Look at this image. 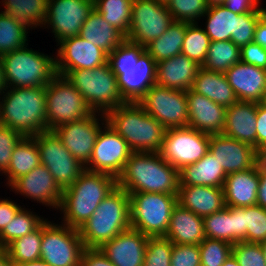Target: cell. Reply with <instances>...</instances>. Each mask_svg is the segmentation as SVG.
Returning a JSON list of instances; mask_svg holds the SVG:
<instances>
[{
	"mask_svg": "<svg viewBox=\"0 0 266 266\" xmlns=\"http://www.w3.org/2000/svg\"><path fill=\"white\" fill-rule=\"evenodd\" d=\"M240 61L246 64L266 69V49L255 42L240 48Z\"/></svg>",
	"mask_w": 266,
	"mask_h": 266,
	"instance_id": "obj_53",
	"label": "cell"
},
{
	"mask_svg": "<svg viewBox=\"0 0 266 266\" xmlns=\"http://www.w3.org/2000/svg\"><path fill=\"white\" fill-rule=\"evenodd\" d=\"M259 182L260 171L256 165L248 170L228 174L223 185L225 206L257 205Z\"/></svg>",
	"mask_w": 266,
	"mask_h": 266,
	"instance_id": "obj_26",
	"label": "cell"
},
{
	"mask_svg": "<svg viewBox=\"0 0 266 266\" xmlns=\"http://www.w3.org/2000/svg\"><path fill=\"white\" fill-rule=\"evenodd\" d=\"M40 152L32 137H23L14 147L8 170L4 173L6 184L10 187L18 178L39 166Z\"/></svg>",
	"mask_w": 266,
	"mask_h": 266,
	"instance_id": "obj_33",
	"label": "cell"
},
{
	"mask_svg": "<svg viewBox=\"0 0 266 266\" xmlns=\"http://www.w3.org/2000/svg\"><path fill=\"white\" fill-rule=\"evenodd\" d=\"M155 1H157V2H161V3H164V4H167V2H168L169 0H155Z\"/></svg>",
	"mask_w": 266,
	"mask_h": 266,
	"instance_id": "obj_69",
	"label": "cell"
},
{
	"mask_svg": "<svg viewBox=\"0 0 266 266\" xmlns=\"http://www.w3.org/2000/svg\"><path fill=\"white\" fill-rule=\"evenodd\" d=\"M173 243L165 237H148L143 266H171Z\"/></svg>",
	"mask_w": 266,
	"mask_h": 266,
	"instance_id": "obj_47",
	"label": "cell"
},
{
	"mask_svg": "<svg viewBox=\"0 0 266 266\" xmlns=\"http://www.w3.org/2000/svg\"><path fill=\"white\" fill-rule=\"evenodd\" d=\"M93 9L94 0H48L46 21L42 27L51 28L58 44L79 35Z\"/></svg>",
	"mask_w": 266,
	"mask_h": 266,
	"instance_id": "obj_15",
	"label": "cell"
},
{
	"mask_svg": "<svg viewBox=\"0 0 266 266\" xmlns=\"http://www.w3.org/2000/svg\"><path fill=\"white\" fill-rule=\"evenodd\" d=\"M132 151L127 142L106 123L101 128L85 169L118 178Z\"/></svg>",
	"mask_w": 266,
	"mask_h": 266,
	"instance_id": "obj_16",
	"label": "cell"
},
{
	"mask_svg": "<svg viewBox=\"0 0 266 266\" xmlns=\"http://www.w3.org/2000/svg\"><path fill=\"white\" fill-rule=\"evenodd\" d=\"M6 81H5V76H4V68H3V63L0 57V95L5 91L6 89Z\"/></svg>",
	"mask_w": 266,
	"mask_h": 266,
	"instance_id": "obj_63",
	"label": "cell"
},
{
	"mask_svg": "<svg viewBox=\"0 0 266 266\" xmlns=\"http://www.w3.org/2000/svg\"><path fill=\"white\" fill-rule=\"evenodd\" d=\"M3 13L21 23L27 29H35L46 21L48 0H2Z\"/></svg>",
	"mask_w": 266,
	"mask_h": 266,
	"instance_id": "obj_35",
	"label": "cell"
},
{
	"mask_svg": "<svg viewBox=\"0 0 266 266\" xmlns=\"http://www.w3.org/2000/svg\"><path fill=\"white\" fill-rule=\"evenodd\" d=\"M225 75L238 101L262 102L266 90V69L239 61Z\"/></svg>",
	"mask_w": 266,
	"mask_h": 266,
	"instance_id": "obj_23",
	"label": "cell"
},
{
	"mask_svg": "<svg viewBox=\"0 0 266 266\" xmlns=\"http://www.w3.org/2000/svg\"><path fill=\"white\" fill-rule=\"evenodd\" d=\"M261 247H262V250H263V255L266 259V240L263 241L262 243H260Z\"/></svg>",
	"mask_w": 266,
	"mask_h": 266,
	"instance_id": "obj_67",
	"label": "cell"
},
{
	"mask_svg": "<svg viewBox=\"0 0 266 266\" xmlns=\"http://www.w3.org/2000/svg\"><path fill=\"white\" fill-rule=\"evenodd\" d=\"M227 174L208 151L194 164L179 170V186H213L223 188Z\"/></svg>",
	"mask_w": 266,
	"mask_h": 266,
	"instance_id": "obj_30",
	"label": "cell"
},
{
	"mask_svg": "<svg viewBox=\"0 0 266 266\" xmlns=\"http://www.w3.org/2000/svg\"><path fill=\"white\" fill-rule=\"evenodd\" d=\"M157 63L145 51L134 68L115 74L121 95L126 102H138L156 84Z\"/></svg>",
	"mask_w": 266,
	"mask_h": 266,
	"instance_id": "obj_24",
	"label": "cell"
},
{
	"mask_svg": "<svg viewBox=\"0 0 266 266\" xmlns=\"http://www.w3.org/2000/svg\"><path fill=\"white\" fill-rule=\"evenodd\" d=\"M262 103L266 105V90H265V93H264V97H263Z\"/></svg>",
	"mask_w": 266,
	"mask_h": 266,
	"instance_id": "obj_68",
	"label": "cell"
},
{
	"mask_svg": "<svg viewBox=\"0 0 266 266\" xmlns=\"http://www.w3.org/2000/svg\"><path fill=\"white\" fill-rule=\"evenodd\" d=\"M222 266H239V264L235 257L231 254Z\"/></svg>",
	"mask_w": 266,
	"mask_h": 266,
	"instance_id": "obj_65",
	"label": "cell"
},
{
	"mask_svg": "<svg viewBox=\"0 0 266 266\" xmlns=\"http://www.w3.org/2000/svg\"><path fill=\"white\" fill-rule=\"evenodd\" d=\"M42 241V224L30 232L12 241L6 248L12 264L36 261L40 259Z\"/></svg>",
	"mask_w": 266,
	"mask_h": 266,
	"instance_id": "obj_40",
	"label": "cell"
},
{
	"mask_svg": "<svg viewBox=\"0 0 266 266\" xmlns=\"http://www.w3.org/2000/svg\"><path fill=\"white\" fill-rule=\"evenodd\" d=\"M257 205L266 209V173L260 171V182L257 190Z\"/></svg>",
	"mask_w": 266,
	"mask_h": 266,
	"instance_id": "obj_60",
	"label": "cell"
},
{
	"mask_svg": "<svg viewBox=\"0 0 266 266\" xmlns=\"http://www.w3.org/2000/svg\"><path fill=\"white\" fill-rule=\"evenodd\" d=\"M174 21L198 23L208 10L206 0H169L166 4Z\"/></svg>",
	"mask_w": 266,
	"mask_h": 266,
	"instance_id": "obj_45",
	"label": "cell"
},
{
	"mask_svg": "<svg viewBox=\"0 0 266 266\" xmlns=\"http://www.w3.org/2000/svg\"><path fill=\"white\" fill-rule=\"evenodd\" d=\"M255 165L259 171L266 173V144L255 149Z\"/></svg>",
	"mask_w": 266,
	"mask_h": 266,
	"instance_id": "obj_61",
	"label": "cell"
},
{
	"mask_svg": "<svg viewBox=\"0 0 266 266\" xmlns=\"http://www.w3.org/2000/svg\"><path fill=\"white\" fill-rule=\"evenodd\" d=\"M40 248V259L50 266H79L85 246L78 229L46 219Z\"/></svg>",
	"mask_w": 266,
	"mask_h": 266,
	"instance_id": "obj_10",
	"label": "cell"
},
{
	"mask_svg": "<svg viewBox=\"0 0 266 266\" xmlns=\"http://www.w3.org/2000/svg\"><path fill=\"white\" fill-rule=\"evenodd\" d=\"M116 186L117 179L113 176L85 169L70 187L63 190L58 209L63 214L61 223L78 229Z\"/></svg>",
	"mask_w": 266,
	"mask_h": 266,
	"instance_id": "obj_4",
	"label": "cell"
},
{
	"mask_svg": "<svg viewBox=\"0 0 266 266\" xmlns=\"http://www.w3.org/2000/svg\"><path fill=\"white\" fill-rule=\"evenodd\" d=\"M237 16V13L230 11L224 5L208 7L202 17L206 18V27L203 29L211 41L231 40L236 45Z\"/></svg>",
	"mask_w": 266,
	"mask_h": 266,
	"instance_id": "obj_34",
	"label": "cell"
},
{
	"mask_svg": "<svg viewBox=\"0 0 266 266\" xmlns=\"http://www.w3.org/2000/svg\"><path fill=\"white\" fill-rule=\"evenodd\" d=\"M0 124L23 137L47 131L46 87H7L0 95Z\"/></svg>",
	"mask_w": 266,
	"mask_h": 266,
	"instance_id": "obj_2",
	"label": "cell"
},
{
	"mask_svg": "<svg viewBox=\"0 0 266 266\" xmlns=\"http://www.w3.org/2000/svg\"><path fill=\"white\" fill-rule=\"evenodd\" d=\"M171 266H201L199 245L173 244Z\"/></svg>",
	"mask_w": 266,
	"mask_h": 266,
	"instance_id": "obj_52",
	"label": "cell"
},
{
	"mask_svg": "<svg viewBox=\"0 0 266 266\" xmlns=\"http://www.w3.org/2000/svg\"><path fill=\"white\" fill-rule=\"evenodd\" d=\"M55 69L64 76L69 70L93 69L108 63V54L77 35L57 44Z\"/></svg>",
	"mask_w": 266,
	"mask_h": 266,
	"instance_id": "obj_18",
	"label": "cell"
},
{
	"mask_svg": "<svg viewBox=\"0 0 266 266\" xmlns=\"http://www.w3.org/2000/svg\"><path fill=\"white\" fill-rule=\"evenodd\" d=\"M12 266H50V265L46 263L45 261L39 259L36 261H31V262L12 264Z\"/></svg>",
	"mask_w": 266,
	"mask_h": 266,
	"instance_id": "obj_64",
	"label": "cell"
},
{
	"mask_svg": "<svg viewBox=\"0 0 266 266\" xmlns=\"http://www.w3.org/2000/svg\"><path fill=\"white\" fill-rule=\"evenodd\" d=\"M22 138L19 132L0 124V174L8 170L14 147Z\"/></svg>",
	"mask_w": 266,
	"mask_h": 266,
	"instance_id": "obj_51",
	"label": "cell"
},
{
	"mask_svg": "<svg viewBox=\"0 0 266 266\" xmlns=\"http://www.w3.org/2000/svg\"><path fill=\"white\" fill-rule=\"evenodd\" d=\"M198 25V23H192L186 27L181 53L202 67L206 60L211 40L204 29L201 28L202 25Z\"/></svg>",
	"mask_w": 266,
	"mask_h": 266,
	"instance_id": "obj_42",
	"label": "cell"
},
{
	"mask_svg": "<svg viewBox=\"0 0 266 266\" xmlns=\"http://www.w3.org/2000/svg\"><path fill=\"white\" fill-rule=\"evenodd\" d=\"M201 66L180 53L157 63L156 84L174 90L191 89Z\"/></svg>",
	"mask_w": 266,
	"mask_h": 266,
	"instance_id": "obj_27",
	"label": "cell"
},
{
	"mask_svg": "<svg viewBox=\"0 0 266 266\" xmlns=\"http://www.w3.org/2000/svg\"><path fill=\"white\" fill-rule=\"evenodd\" d=\"M105 124V114L93 112L76 122L62 124L54 131L69 152L83 166H86L92 156L97 135Z\"/></svg>",
	"mask_w": 266,
	"mask_h": 266,
	"instance_id": "obj_17",
	"label": "cell"
},
{
	"mask_svg": "<svg viewBox=\"0 0 266 266\" xmlns=\"http://www.w3.org/2000/svg\"><path fill=\"white\" fill-rule=\"evenodd\" d=\"M6 13L0 12V57L28 45V31Z\"/></svg>",
	"mask_w": 266,
	"mask_h": 266,
	"instance_id": "obj_41",
	"label": "cell"
},
{
	"mask_svg": "<svg viewBox=\"0 0 266 266\" xmlns=\"http://www.w3.org/2000/svg\"><path fill=\"white\" fill-rule=\"evenodd\" d=\"M64 77L82 95L93 112L105 114L126 103L109 63L93 69L69 70Z\"/></svg>",
	"mask_w": 266,
	"mask_h": 266,
	"instance_id": "obj_6",
	"label": "cell"
},
{
	"mask_svg": "<svg viewBox=\"0 0 266 266\" xmlns=\"http://www.w3.org/2000/svg\"><path fill=\"white\" fill-rule=\"evenodd\" d=\"M32 138L40 152V163L49 170L56 184L62 191L70 187L85 166L69 152L54 130L40 132Z\"/></svg>",
	"mask_w": 266,
	"mask_h": 266,
	"instance_id": "obj_11",
	"label": "cell"
},
{
	"mask_svg": "<svg viewBox=\"0 0 266 266\" xmlns=\"http://www.w3.org/2000/svg\"><path fill=\"white\" fill-rule=\"evenodd\" d=\"M253 42L266 49V13L258 20L256 24Z\"/></svg>",
	"mask_w": 266,
	"mask_h": 266,
	"instance_id": "obj_59",
	"label": "cell"
},
{
	"mask_svg": "<svg viewBox=\"0 0 266 266\" xmlns=\"http://www.w3.org/2000/svg\"><path fill=\"white\" fill-rule=\"evenodd\" d=\"M131 228L147 237H164L177 195L167 193H129Z\"/></svg>",
	"mask_w": 266,
	"mask_h": 266,
	"instance_id": "obj_8",
	"label": "cell"
},
{
	"mask_svg": "<svg viewBox=\"0 0 266 266\" xmlns=\"http://www.w3.org/2000/svg\"><path fill=\"white\" fill-rule=\"evenodd\" d=\"M22 207L12 220L0 233V248L5 249L12 241L28 235L37 229L45 220L44 217L38 216L33 211H28Z\"/></svg>",
	"mask_w": 266,
	"mask_h": 266,
	"instance_id": "obj_37",
	"label": "cell"
},
{
	"mask_svg": "<svg viewBox=\"0 0 266 266\" xmlns=\"http://www.w3.org/2000/svg\"><path fill=\"white\" fill-rule=\"evenodd\" d=\"M79 36L91 42L94 46L101 48L107 54L116 49L125 40V36L106 22L95 9L83 23Z\"/></svg>",
	"mask_w": 266,
	"mask_h": 266,
	"instance_id": "obj_32",
	"label": "cell"
},
{
	"mask_svg": "<svg viewBox=\"0 0 266 266\" xmlns=\"http://www.w3.org/2000/svg\"><path fill=\"white\" fill-rule=\"evenodd\" d=\"M173 21L166 4L155 0H133L129 32L125 39L146 47L164 34Z\"/></svg>",
	"mask_w": 266,
	"mask_h": 266,
	"instance_id": "obj_13",
	"label": "cell"
},
{
	"mask_svg": "<svg viewBox=\"0 0 266 266\" xmlns=\"http://www.w3.org/2000/svg\"><path fill=\"white\" fill-rule=\"evenodd\" d=\"M260 4V0H225L223 3L224 7L237 14L266 10Z\"/></svg>",
	"mask_w": 266,
	"mask_h": 266,
	"instance_id": "obj_56",
	"label": "cell"
},
{
	"mask_svg": "<svg viewBox=\"0 0 266 266\" xmlns=\"http://www.w3.org/2000/svg\"><path fill=\"white\" fill-rule=\"evenodd\" d=\"M145 47L125 39L116 49L108 54V63L114 74L134 68Z\"/></svg>",
	"mask_w": 266,
	"mask_h": 266,
	"instance_id": "obj_44",
	"label": "cell"
},
{
	"mask_svg": "<svg viewBox=\"0 0 266 266\" xmlns=\"http://www.w3.org/2000/svg\"><path fill=\"white\" fill-rule=\"evenodd\" d=\"M232 255L239 266H266V259L259 243L237 242L232 246Z\"/></svg>",
	"mask_w": 266,
	"mask_h": 266,
	"instance_id": "obj_49",
	"label": "cell"
},
{
	"mask_svg": "<svg viewBox=\"0 0 266 266\" xmlns=\"http://www.w3.org/2000/svg\"><path fill=\"white\" fill-rule=\"evenodd\" d=\"M0 266H12V262L5 249L0 248Z\"/></svg>",
	"mask_w": 266,
	"mask_h": 266,
	"instance_id": "obj_62",
	"label": "cell"
},
{
	"mask_svg": "<svg viewBox=\"0 0 266 266\" xmlns=\"http://www.w3.org/2000/svg\"><path fill=\"white\" fill-rule=\"evenodd\" d=\"M129 228H131L129 194L116 186L78 231L85 248H100Z\"/></svg>",
	"mask_w": 266,
	"mask_h": 266,
	"instance_id": "obj_5",
	"label": "cell"
},
{
	"mask_svg": "<svg viewBox=\"0 0 266 266\" xmlns=\"http://www.w3.org/2000/svg\"><path fill=\"white\" fill-rule=\"evenodd\" d=\"M106 123L132 152H160L166 128L138 102H126L105 113Z\"/></svg>",
	"mask_w": 266,
	"mask_h": 266,
	"instance_id": "obj_3",
	"label": "cell"
},
{
	"mask_svg": "<svg viewBox=\"0 0 266 266\" xmlns=\"http://www.w3.org/2000/svg\"><path fill=\"white\" fill-rule=\"evenodd\" d=\"M133 0H94V9L125 37L129 32Z\"/></svg>",
	"mask_w": 266,
	"mask_h": 266,
	"instance_id": "obj_39",
	"label": "cell"
},
{
	"mask_svg": "<svg viewBox=\"0 0 266 266\" xmlns=\"http://www.w3.org/2000/svg\"><path fill=\"white\" fill-rule=\"evenodd\" d=\"M164 237L173 244L199 245L206 238L203 217L177 203L172 210L169 228Z\"/></svg>",
	"mask_w": 266,
	"mask_h": 266,
	"instance_id": "obj_29",
	"label": "cell"
},
{
	"mask_svg": "<svg viewBox=\"0 0 266 266\" xmlns=\"http://www.w3.org/2000/svg\"><path fill=\"white\" fill-rule=\"evenodd\" d=\"M138 103L166 129L188 126L186 91L154 84Z\"/></svg>",
	"mask_w": 266,
	"mask_h": 266,
	"instance_id": "obj_14",
	"label": "cell"
},
{
	"mask_svg": "<svg viewBox=\"0 0 266 266\" xmlns=\"http://www.w3.org/2000/svg\"><path fill=\"white\" fill-rule=\"evenodd\" d=\"M232 246L222 240L205 238L199 244L201 266H222L232 254Z\"/></svg>",
	"mask_w": 266,
	"mask_h": 266,
	"instance_id": "obj_46",
	"label": "cell"
},
{
	"mask_svg": "<svg viewBox=\"0 0 266 266\" xmlns=\"http://www.w3.org/2000/svg\"><path fill=\"white\" fill-rule=\"evenodd\" d=\"M225 0H206L208 7L223 5Z\"/></svg>",
	"mask_w": 266,
	"mask_h": 266,
	"instance_id": "obj_66",
	"label": "cell"
},
{
	"mask_svg": "<svg viewBox=\"0 0 266 266\" xmlns=\"http://www.w3.org/2000/svg\"><path fill=\"white\" fill-rule=\"evenodd\" d=\"M186 98L189 116L188 126L209 135L222 134L226 107L216 104L191 89L186 91Z\"/></svg>",
	"mask_w": 266,
	"mask_h": 266,
	"instance_id": "obj_22",
	"label": "cell"
},
{
	"mask_svg": "<svg viewBox=\"0 0 266 266\" xmlns=\"http://www.w3.org/2000/svg\"><path fill=\"white\" fill-rule=\"evenodd\" d=\"M206 238L222 240L233 245V207L203 217Z\"/></svg>",
	"mask_w": 266,
	"mask_h": 266,
	"instance_id": "obj_43",
	"label": "cell"
},
{
	"mask_svg": "<svg viewBox=\"0 0 266 266\" xmlns=\"http://www.w3.org/2000/svg\"><path fill=\"white\" fill-rule=\"evenodd\" d=\"M189 24L182 21H173L164 34L145 47L146 52L156 63L180 54L186 27Z\"/></svg>",
	"mask_w": 266,
	"mask_h": 266,
	"instance_id": "obj_36",
	"label": "cell"
},
{
	"mask_svg": "<svg viewBox=\"0 0 266 266\" xmlns=\"http://www.w3.org/2000/svg\"><path fill=\"white\" fill-rule=\"evenodd\" d=\"M247 242L262 243L266 240V209L259 205L245 207Z\"/></svg>",
	"mask_w": 266,
	"mask_h": 266,
	"instance_id": "obj_48",
	"label": "cell"
},
{
	"mask_svg": "<svg viewBox=\"0 0 266 266\" xmlns=\"http://www.w3.org/2000/svg\"><path fill=\"white\" fill-rule=\"evenodd\" d=\"M266 13V10L238 14L236 26V46L242 47L253 42L254 31L258 20Z\"/></svg>",
	"mask_w": 266,
	"mask_h": 266,
	"instance_id": "obj_50",
	"label": "cell"
},
{
	"mask_svg": "<svg viewBox=\"0 0 266 266\" xmlns=\"http://www.w3.org/2000/svg\"><path fill=\"white\" fill-rule=\"evenodd\" d=\"M27 46L1 56L6 87H46L57 75L54 55Z\"/></svg>",
	"mask_w": 266,
	"mask_h": 266,
	"instance_id": "obj_7",
	"label": "cell"
},
{
	"mask_svg": "<svg viewBox=\"0 0 266 266\" xmlns=\"http://www.w3.org/2000/svg\"><path fill=\"white\" fill-rule=\"evenodd\" d=\"M79 266H115L99 248H85Z\"/></svg>",
	"mask_w": 266,
	"mask_h": 266,
	"instance_id": "obj_54",
	"label": "cell"
},
{
	"mask_svg": "<svg viewBox=\"0 0 266 266\" xmlns=\"http://www.w3.org/2000/svg\"><path fill=\"white\" fill-rule=\"evenodd\" d=\"M93 111L75 87L61 75H56L46 86L47 130L76 122Z\"/></svg>",
	"mask_w": 266,
	"mask_h": 266,
	"instance_id": "obj_9",
	"label": "cell"
},
{
	"mask_svg": "<svg viewBox=\"0 0 266 266\" xmlns=\"http://www.w3.org/2000/svg\"><path fill=\"white\" fill-rule=\"evenodd\" d=\"M10 189L54 210L59 209L63 194L49 170L42 164L18 178Z\"/></svg>",
	"mask_w": 266,
	"mask_h": 266,
	"instance_id": "obj_19",
	"label": "cell"
},
{
	"mask_svg": "<svg viewBox=\"0 0 266 266\" xmlns=\"http://www.w3.org/2000/svg\"><path fill=\"white\" fill-rule=\"evenodd\" d=\"M191 90L226 108L238 101L225 73L203 67L198 69Z\"/></svg>",
	"mask_w": 266,
	"mask_h": 266,
	"instance_id": "obj_31",
	"label": "cell"
},
{
	"mask_svg": "<svg viewBox=\"0 0 266 266\" xmlns=\"http://www.w3.org/2000/svg\"><path fill=\"white\" fill-rule=\"evenodd\" d=\"M147 242L145 234L129 228L99 249L115 266H143Z\"/></svg>",
	"mask_w": 266,
	"mask_h": 266,
	"instance_id": "obj_21",
	"label": "cell"
},
{
	"mask_svg": "<svg viewBox=\"0 0 266 266\" xmlns=\"http://www.w3.org/2000/svg\"><path fill=\"white\" fill-rule=\"evenodd\" d=\"M257 147L266 144V105L257 103L256 115Z\"/></svg>",
	"mask_w": 266,
	"mask_h": 266,
	"instance_id": "obj_58",
	"label": "cell"
},
{
	"mask_svg": "<svg viewBox=\"0 0 266 266\" xmlns=\"http://www.w3.org/2000/svg\"><path fill=\"white\" fill-rule=\"evenodd\" d=\"M209 152L227 175L248 170L255 165V148L224 134L210 135Z\"/></svg>",
	"mask_w": 266,
	"mask_h": 266,
	"instance_id": "obj_20",
	"label": "cell"
},
{
	"mask_svg": "<svg viewBox=\"0 0 266 266\" xmlns=\"http://www.w3.org/2000/svg\"><path fill=\"white\" fill-rule=\"evenodd\" d=\"M257 102L237 101L226 108L222 134L257 148Z\"/></svg>",
	"mask_w": 266,
	"mask_h": 266,
	"instance_id": "obj_25",
	"label": "cell"
},
{
	"mask_svg": "<svg viewBox=\"0 0 266 266\" xmlns=\"http://www.w3.org/2000/svg\"><path fill=\"white\" fill-rule=\"evenodd\" d=\"M177 203L200 217L225 207L223 188L213 186H179Z\"/></svg>",
	"mask_w": 266,
	"mask_h": 266,
	"instance_id": "obj_28",
	"label": "cell"
},
{
	"mask_svg": "<svg viewBox=\"0 0 266 266\" xmlns=\"http://www.w3.org/2000/svg\"><path fill=\"white\" fill-rule=\"evenodd\" d=\"M240 55V47L231 40L211 41L202 67L210 71L225 73L231 66L240 61Z\"/></svg>",
	"mask_w": 266,
	"mask_h": 266,
	"instance_id": "obj_38",
	"label": "cell"
},
{
	"mask_svg": "<svg viewBox=\"0 0 266 266\" xmlns=\"http://www.w3.org/2000/svg\"><path fill=\"white\" fill-rule=\"evenodd\" d=\"M241 241L247 242L245 207H233V245Z\"/></svg>",
	"mask_w": 266,
	"mask_h": 266,
	"instance_id": "obj_55",
	"label": "cell"
},
{
	"mask_svg": "<svg viewBox=\"0 0 266 266\" xmlns=\"http://www.w3.org/2000/svg\"><path fill=\"white\" fill-rule=\"evenodd\" d=\"M21 208L22 206L12 199H0V233Z\"/></svg>",
	"mask_w": 266,
	"mask_h": 266,
	"instance_id": "obj_57",
	"label": "cell"
},
{
	"mask_svg": "<svg viewBox=\"0 0 266 266\" xmlns=\"http://www.w3.org/2000/svg\"><path fill=\"white\" fill-rule=\"evenodd\" d=\"M210 135L189 126L166 129L160 154L178 170L199 161L209 151Z\"/></svg>",
	"mask_w": 266,
	"mask_h": 266,
	"instance_id": "obj_12",
	"label": "cell"
},
{
	"mask_svg": "<svg viewBox=\"0 0 266 266\" xmlns=\"http://www.w3.org/2000/svg\"><path fill=\"white\" fill-rule=\"evenodd\" d=\"M117 186L129 193L178 195L179 170L165 161L160 152H132Z\"/></svg>",
	"mask_w": 266,
	"mask_h": 266,
	"instance_id": "obj_1",
	"label": "cell"
}]
</instances>
